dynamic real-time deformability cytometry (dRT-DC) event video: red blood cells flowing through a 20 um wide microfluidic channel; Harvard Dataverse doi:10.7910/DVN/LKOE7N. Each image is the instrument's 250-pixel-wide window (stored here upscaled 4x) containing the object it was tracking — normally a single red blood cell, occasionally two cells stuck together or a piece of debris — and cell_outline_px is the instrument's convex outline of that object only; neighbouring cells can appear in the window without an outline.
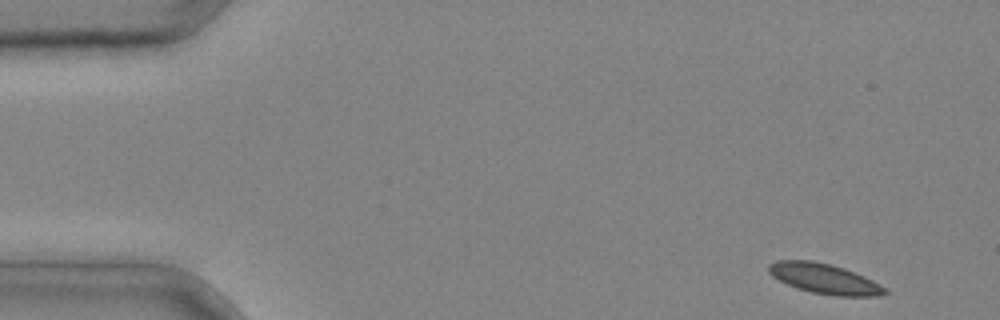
{"species": "common noctule bat (a hibernating species)", "species_latin": "Nyctalus noctula", "temperature_condition": "cold", "stored_images_in_passage": 3, "camera_frame_rate_fps": 3000, "um_per_image_px": 0.085, "animal": {"sex": "male", "body_mass_g": 20.4}, "frame": {"image": 1, "passage_image": 1, "time_ms": 0.0, "image_size_px": [1000, 320], "cell_outline_px": [[888, 292], [884, 296], [832, 296], [812, 292], [796, 288], [772, 276], [768, 272], [768, 264], [776, 260], [812, 260], [832, 264], [844, 268], [864, 276], [872, 280], [884, 288]], "centroid_in_image_um": [70.06, 23.68], "position_along_channel_um": 14.9, "area_um2": 20.46}}
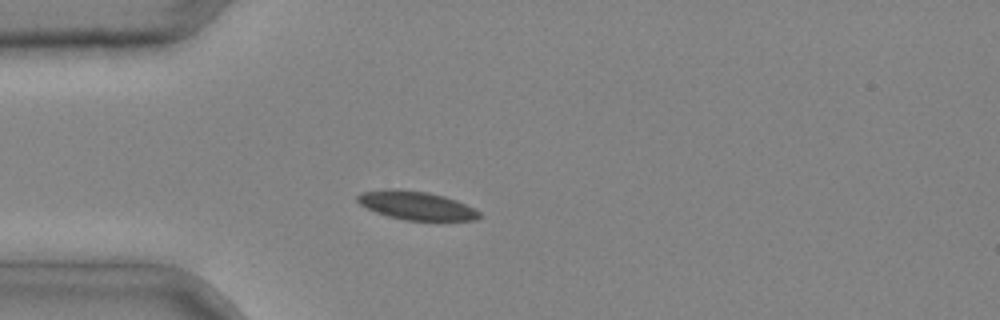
{"frame": {"image": 2, "passage_image": 3, "time_ms": 0.667, "image_size_px": [1000, 320], "cell_outline_px": [[480, 216], [476, 220], [404, 220], [388, 216], [376, 212], [360, 204], [356, 200], [356, 196], [364, 192], [428, 192], [444, 196], [456, 200], [480, 212]], "centroid_in_image_um": [35.45, 17.52], "position_along_channel_um": 49.5, "area_um2": 19.07}}